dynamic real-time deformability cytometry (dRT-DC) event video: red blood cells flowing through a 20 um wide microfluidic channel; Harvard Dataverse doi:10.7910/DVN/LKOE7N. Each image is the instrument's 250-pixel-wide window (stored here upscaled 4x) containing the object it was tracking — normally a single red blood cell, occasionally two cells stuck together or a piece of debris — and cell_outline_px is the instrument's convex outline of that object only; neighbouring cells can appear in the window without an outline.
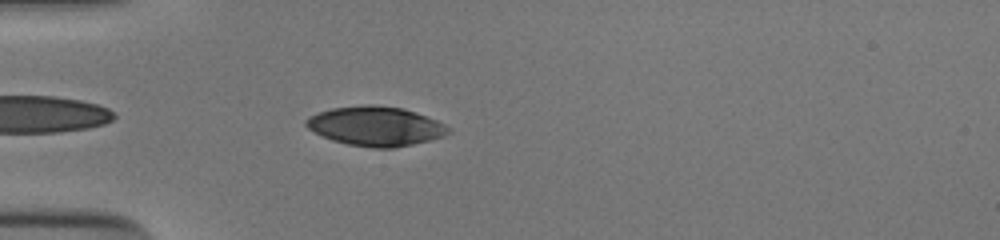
{"species": "human", "species_latin": "Homo sapiens", "temperature_condition": "cold", "stored_images_in_passage": 40, "camera_frame_rate_fps": 3000, "um_per_image_px": 0.085, "donor": {"sex": "male"}, "frame": {"image": 1, "passage_image": 3, "time_ms": 0.667, "image_size_px": [1000, 240], "cell_outline_px": [[452, 132], [444, 136], [412, 144], [392, 148], [372, 148], [348, 144], [332, 140], [308, 128], [304, 124], [304, 120], [308, 116], [316, 112], [332, 108], [364, 104], [372, 104], [404, 108], [416, 112], [436, 120], [444, 124]], "centroid_in_image_um": [31.91, 10.71], "position_along_channel_um": 53.1, "area_um2": 32.71}}
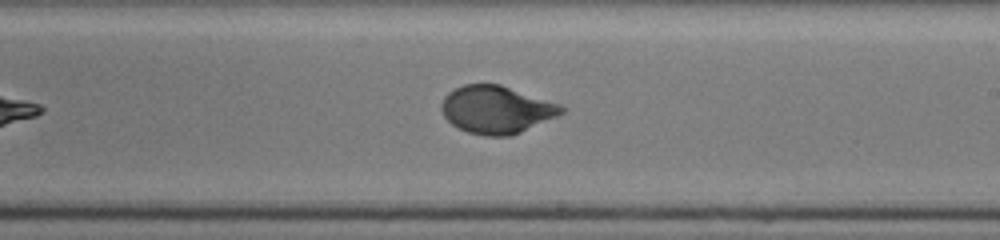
{"frame": {"image": 2, "passage_image": 19, "time_ms": 6.0, "image_size_px": [1000, 240], "cell_outline_px": [[564, 112], [556, 116], [512, 136], [484, 136], [468, 132], [452, 124], [444, 116], [440, 108], [440, 104], [444, 96], [448, 92], [464, 84], [500, 84], [560, 104], [564, 108]], "centroid_in_image_um": [42.17, 9.31], "position_along_channel_um": 246.8, "area_um2": 33.18}}
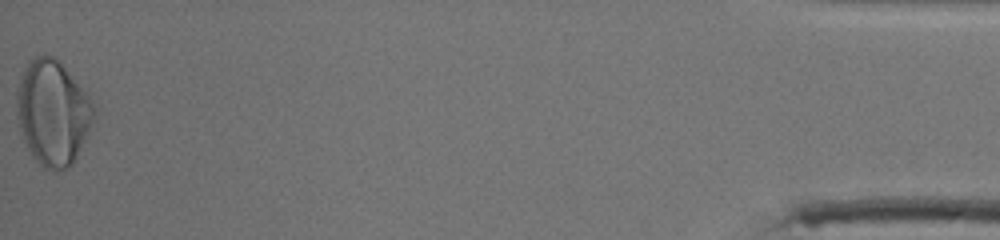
{"frame": {"image": 3, "passage_image": 40, "time_ms": 13.0, "image_size_px": [1000, 240], "cell_outline_px": [[96, 108], [92, 120], [76, 156], [72, 164], [64, 168], [52, 172], [44, 168], [32, 156], [20, 132], [16, 116], [16, 88], [28, 64], [36, 56], [52, 56], [88, 92]], "centroid_in_image_um": [4.46, 9.59], "position_along_channel_um": 430.7, "area_um2": 46.59}, "authors_computed_cell_mechanics": {"area_um2": 33.1483, "velocity_mm_per_s": 3.8953, "shape_relaxation_time_tau1_ms": 2.8101, "shape_relaxation_time_tau2_ms": null, "deformation_change_tau1": 0.1718, "deformation_change_tau2": null}}